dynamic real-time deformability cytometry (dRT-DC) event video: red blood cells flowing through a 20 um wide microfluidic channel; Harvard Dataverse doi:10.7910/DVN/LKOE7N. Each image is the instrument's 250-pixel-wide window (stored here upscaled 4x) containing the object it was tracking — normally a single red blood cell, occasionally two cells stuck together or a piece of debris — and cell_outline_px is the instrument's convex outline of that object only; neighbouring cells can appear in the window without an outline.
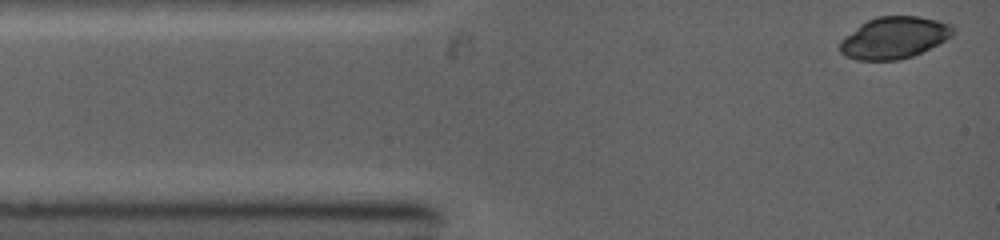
{"species": "common noctule bat (a hibernating species)", "species_latin": "Nyctalus noctula", "temperature_condition": "warm", "stored_images_in_passage": 3, "camera_frame_rate_fps": 5000, "um_per_image_px": 0.085, "animal": {"sex": "female", "body_mass_g": 19.0, "forearm_length_mm": 53.3}, "frame": {"image": 1, "passage_image": 1, "time_ms": 0.0, "image_size_px": [1000, 240], "cell_outline_px": [[956, 32], [952, 36], [912, 56], [900, 60], [856, 60], [844, 56], [840, 52], [840, 40], [860, 24], [876, 16], [916, 16], [936, 20], [952, 24], [956, 28]], "centroid_in_image_um": [75.99, 3.2], "position_along_channel_um": 9.0, "area_um2": 27.51}}
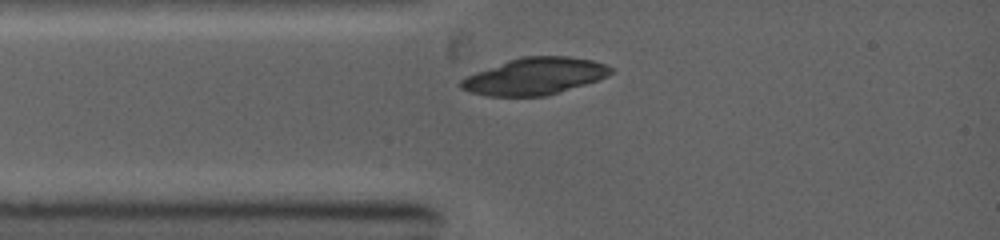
{"frame": {"image": 2, "passage_image": 3, "time_ms": 1.8, "image_size_px": [1000, 240], "cell_outline_px": [[612, 72], [608, 76], [584, 84], [544, 96], [488, 96], [472, 92], [460, 88], [460, 80], [476, 72], [508, 60], [524, 56], [568, 56], [592, 60], [604, 64], [612, 68]], "centroid_in_image_um": [45.44, 6.47], "position_along_channel_um": 39.6, "area_um2": 31.73}}